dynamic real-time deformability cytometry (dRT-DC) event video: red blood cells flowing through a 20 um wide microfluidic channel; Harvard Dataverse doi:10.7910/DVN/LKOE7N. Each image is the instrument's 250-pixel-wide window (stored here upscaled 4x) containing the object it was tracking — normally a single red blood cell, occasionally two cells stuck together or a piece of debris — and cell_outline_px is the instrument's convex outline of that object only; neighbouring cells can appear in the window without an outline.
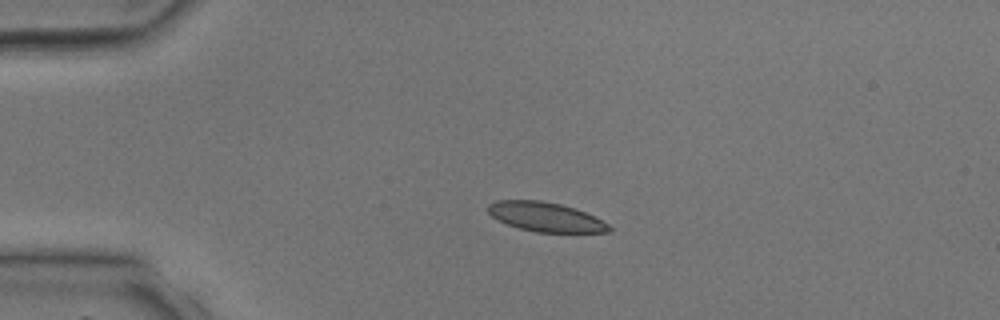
{"species": "common noctule bat (a hibernating species)", "species_latin": "Nyctalus noctula", "temperature_condition": "room temperature", "stored_images_in_passage": 2, "camera_frame_rate_fps": 3000, "um_per_image_px": 0.085, "animal": {"sex": "male", "body_mass_g": 17.9, "forearm_length_mm": 54.2}, "frame": {"image": 1, "passage_image": 2, "time_ms": 1.0, "image_size_px": [1000, 320], "cell_outline_px": [[612, 232], [536, 232], [520, 228], [508, 224], [492, 216], [488, 212], [488, 204], [496, 200], [540, 200], [560, 204], [576, 208], [608, 224], [612, 228]], "centroid_in_image_um": [46.37, 18.43], "position_along_channel_um": 38.6, "area_um2": 20.46}}